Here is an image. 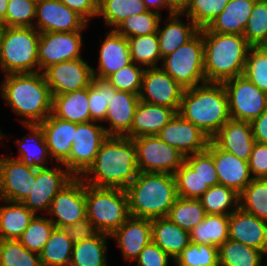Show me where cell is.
<instances>
[{"label": "cell", "instance_id": "obj_1", "mask_svg": "<svg viewBox=\"0 0 267 266\" xmlns=\"http://www.w3.org/2000/svg\"><path fill=\"white\" fill-rule=\"evenodd\" d=\"M136 146L128 137L108 136L94 163L81 176L85 184L125 190L138 175Z\"/></svg>", "mask_w": 267, "mask_h": 266}, {"label": "cell", "instance_id": "obj_2", "mask_svg": "<svg viewBox=\"0 0 267 266\" xmlns=\"http://www.w3.org/2000/svg\"><path fill=\"white\" fill-rule=\"evenodd\" d=\"M0 96L24 124H39L52 113L53 96L42 72L4 75Z\"/></svg>", "mask_w": 267, "mask_h": 266}, {"label": "cell", "instance_id": "obj_3", "mask_svg": "<svg viewBox=\"0 0 267 266\" xmlns=\"http://www.w3.org/2000/svg\"><path fill=\"white\" fill-rule=\"evenodd\" d=\"M204 43V74L207 83H223L243 75L250 45L243 35L200 29Z\"/></svg>", "mask_w": 267, "mask_h": 266}, {"label": "cell", "instance_id": "obj_4", "mask_svg": "<svg viewBox=\"0 0 267 266\" xmlns=\"http://www.w3.org/2000/svg\"><path fill=\"white\" fill-rule=\"evenodd\" d=\"M178 113L210 139L231 119L222 83H204L184 89Z\"/></svg>", "mask_w": 267, "mask_h": 266}, {"label": "cell", "instance_id": "obj_5", "mask_svg": "<svg viewBox=\"0 0 267 266\" xmlns=\"http://www.w3.org/2000/svg\"><path fill=\"white\" fill-rule=\"evenodd\" d=\"M131 217L155 219L167 217L177 199L174 174L138 172L125 189Z\"/></svg>", "mask_w": 267, "mask_h": 266}, {"label": "cell", "instance_id": "obj_6", "mask_svg": "<svg viewBox=\"0 0 267 266\" xmlns=\"http://www.w3.org/2000/svg\"><path fill=\"white\" fill-rule=\"evenodd\" d=\"M40 32L34 27L0 29V70L4 75L39 72Z\"/></svg>", "mask_w": 267, "mask_h": 266}, {"label": "cell", "instance_id": "obj_7", "mask_svg": "<svg viewBox=\"0 0 267 266\" xmlns=\"http://www.w3.org/2000/svg\"><path fill=\"white\" fill-rule=\"evenodd\" d=\"M87 218L100 232L112 235L129 217L126 191L85 184Z\"/></svg>", "mask_w": 267, "mask_h": 266}, {"label": "cell", "instance_id": "obj_8", "mask_svg": "<svg viewBox=\"0 0 267 266\" xmlns=\"http://www.w3.org/2000/svg\"><path fill=\"white\" fill-rule=\"evenodd\" d=\"M161 63L160 67L184 89L206 83L202 32L162 58Z\"/></svg>", "mask_w": 267, "mask_h": 266}, {"label": "cell", "instance_id": "obj_9", "mask_svg": "<svg viewBox=\"0 0 267 266\" xmlns=\"http://www.w3.org/2000/svg\"><path fill=\"white\" fill-rule=\"evenodd\" d=\"M222 84L227 93L231 119L251 123L267 109V93L244 75Z\"/></svg>", "mask_w": 267, "mask_h": 266}, {"label": "cell", "instance_id": "obj_10", "mask_svg": "<svg viewBox=\"0 0 267 266\" xmlns=\"http://www.w3.org/2000/svg\"><path fill=\"white\" fill-rule=\"evenodd\" d=\"M133 141L139 172L174 174L185 161V156L178 149L156 135L137 137Z\"/></svg>", "mask_w": 267, "mask_h": 266}, {"label": "cell", "instance_id": "obj_11", "mask_svg": "<svg viewBox=\"0 0 267 266\" xmlns=\"http://www.w3.org/2000/svg\"><path fill=\"white\" fill-rule=\"evenodd\" d=\"M90 121L77 124L69 157L62 163L75 177H81L94 163L108 135L104 126Z\"/></svg>", "mask_w": 267, "mask_h": 266}, {"label": "cell", "instance_id": "obj_12", "mask_svg": "<svg viewBox=\"0 0 267 266\" xmlns=\"http://www.w3.org/2000/svg\"><path fill=\"white\" fill-rule=\"evenodd\" d=\"M56 228H64L87 218L85 182L74 177L53 198L47 214Z\"/></svg>", "mask_w": 267, "mask_h": 266}, {"label": "cell", "instance_id": "obj_13", "mask_svg": "<svg viewBox=\"0 0 267 266\" xmlns=\"http://www.w3.org/2000/svg\"><path fill=\"white\" fill-rule=\"evenodd\" d=\"M62 163L47 168L36 169V180H33L32 193L21 203L35 215L38 212L47 214L56 194L75 176Z\"/></svg>", "mask_w": 267, "mask_h": 266}, {"label": "cell", "instance_id": "obj_14", "mask_svg": "<svg viewBox=\"0 0 267 266\" xmlns=\"http://www.w3.org/2000/svg\"><path fill=\"white\" fill-rule=\"evenodd\" d=\"M82 31L40 33L38 43L39 72L62 61L83 58Z\"/></svg>", "mask_w": 267, "mask_h": 266}, {"label": "cell", "instance_id": "obj_15", "mask_svg": "<svg viewBox=\"0 0 267 266\" xmlns=\"http://www.w3.org/2000/svg\"><path fill=\"white\" fill-rule=\"evenodd\" d=\"M183 92L184 88L159 66L145 68L138 96L140 101L163 105L178 113Z\"/></svg>", "mask_w": 267, "mask_h": 266}, {"label": "cell", "instance_id": "obj_16", "mask_svg": "<svg viewBox=\"0 0 267 266\" xmlns=\"http://www.w3.org/2000/svg\"><path fill=\"white\" fill-rule=\"evenodd\" d=\"M87 60L77 58L62 61L46 68L42 73L52 95L81 90L91 84L92 68Z\"/></svg>", "mask_w": 267, "mask_h": 266}, {"label": "cell", "instance_id": "obj_17", "mask_svg": "<svg viewBox=\"0 0 267 266\" xmlns=\"http://www.w3.org/2000/svg\"><path fill=\"white\" fill-rule=\"evenodd\" d=\"M34 28L40 33L84 31L88 22L59 0L36 3Z\"/></svg>", "mask_w": 267, "mask_h": 266}, {"label": "cell", "instance_id": "obj_18", "mask_svg": "<svg viewBox=\"0 0 267 266\" xmlns=\"http://www.w3.org/2000/svg\"><path fill=\"white\" fill-rule=\"evenodd\" d=\"M36 169L16 158L0 157V200L22 202L32 193Z\"/></svg>", "mask_w": 267, "mask_h": 266}, {"label": "cell", "instance_id": "obj_19", "mask_svg": "<svg viewBox=\"0 0 267 266\" xmlns=\"http://www.w3.org/2000/svg\"><path fill=\"white\" fill-rule=\"evenodd\" d=\"M162 141L178 149L184 156L207 149L210 138L179 113L156 135Z\"/></svg>", "mask_w": 267, "mask_h": 266}, {"label": "cell", "instance_id": "obj_20", "mask_svg": "<svg viewBox=\"0 0 267 266\" xmlns=\"http://www.w3.org/2000/svg\"><path fill=\"white\" fill-rule=\"evenodd\" d=\"M206 150L213 156L220 185L232 188L240 194L253 180L248 161L220 149L211 139Z\"/></svg>", "mask_w": 267, "mask_h": 266}, {"label": "cell", "instance_id": "obj_21", "mask_svg": "<svg viewBox=\"0 0 267 266\" xmlns=\"http://www.w3.org/2000/svg\"><path fill=\"white\" fill-rule=\"evenodd\" d=\"M139 101L138 94L118 91L111 84V100L103 122L108 123V127L104 126L108 136L125 137L130 132Z\"/></svg>", "mask_w": 267, "mask_h": 266}, {"label": "cell", "instance_id": "obj_22", "mask_svg": "<svg viewBox=\"0 0 267 266\" xmlns=\"http://www.w3.org/2000/svg\"><path fill=\"white\" fill-rule=\"evenodd\" d=\"M110 237L115 240L123 260L135 261L152 241L151 220L130 216Z\"/></svg>", "mask_w": 267, "mask_h": 266}, {"label": "cell", "instance_id": "obj_23", "mask_svg": "<svg viewBox=\"0 0 267 266\" xmlns=\"http://www.w3.org/2000/svg\"><path fill=\"white\" fill-rule=\"evenodd\" d=\"M229 239L262 251L267 256V221L238 208L229 216Z\"/></svg>", "mask_w": 267, "mask_h": 266}, {"label": "cell", "instance_id": "obj_24", "mask_svg": "<svg viewBox=\"0 0 267 266\" xmlns=\"http://www.w3.org/2000/svg\"><path fill=\"white\" fill-rule=\"evenodd\" d=\"M131 62L127 38L110 29L100 43L98 67L92 68V73L97 78L106 79Z\"/></svg>", "mask_w": 267, "mask_h": 266}, {"label": "cell", "instance_id": "obj_25", "mask_svg": "<svg viewBox=\"0 0 267 266\" xmlns=\"http://www.w3.org/2000/svg\"><path fill=\"white\" fill-rule=\"evenodd\" d=\"M220 148L234 154L239 159L249 161L256 143L249 122L228 120L211 138Z\"/></svg>", "mask_w": 267, "mask_h": 266}, {"label": "cell", "instance_id": "obj_26", "mask_svg": "<svg viewBox=\"0 0 267 266\" xmlns=\"http://www.w3.org/2000/svg\"><path fill=\"white\" fill-rule=\"evenodd\" d=\"M39 125L43 129L52 160L56 165L63 163L69 157L77 123L61 120L51 113Z\"/></svg>", "mask_w": 267, "mask_h": 266}, {"label": "cell", "instance_id": "obj_27", "mask_svg": "<svg viewBox=\"0 0 267 266\" xmlns=\"http://www.w3.org/2000/svg\"><path fill=\"white\" fill-rule=\"evenodd\" d=\"M177 112L163 105L139 101L130 132L125 136L131 139L157 135Z\"/></svg>", "mask_w": 267, "mask_h": 266}, {"label": "cell", "instance_id": "obj_28", "mask_svg": "<svg viewBox=\"0 0 267 266\" xmlns=\"http://www.w3.org/2000/svg\"><path fill=\"white\" fill-rule=\"evenodd\" d=\"M182 16L181 12L168 15L165 22L163 21L165 25L163 28L160 27L162 18L160 20L157 35L161 59L187 43L200 31L190 18L187 17L188 23H185L180 18Z\"/></svg>", "mask_w": 267, "mask_h": 266}, {"label": "cell", "instance_id": "obj_29", "mask_svg": "<svg viewBox=\"0 0 267 266\" xmlns=\"http://www.w3.org/2000/svg\"><path fill=\"white\" fill-rule=\"evenodd\" d=\"M29 129V135L15 140L14 144L18 146V156L14 158L19 159L25 165L35 169L49 167L51 159L43 129L39 124H24ZM47 165V166H46Z\"/></svg>", "mask_w": 267, "mask_h": 266}, {"label": "cell", "instance_id": "obj_30", "mask_svg": "<svg viewBox=\"0 0 267 266\" xmlns=\"http://www.w3.org/2000/svg\"><path fill=\"white\" fill-rule=\"evenodd\" d=\"M52 96V114L55 117L77 124L91 121L88 87Z\"/></svg>", "mask_w": 267, "mask_h": 266}, {"label": "cell", "instance_id": "obj_31", "mask_svg": "<svg viewBox=\"0 0 267 266\" xmlns=\"http://www.w3.org/2000/svg\"><path fill=\"white\" fill-rule=\"evenodd\" d=\"M151 227L152 241L173 259L191 242L190 232L181 229L168 217L152 219Z\"/></svg>", "mask_w": 267, "mask_h": 266}, {"label": "cell", "instance_id": "obj_32", "mask_svg": "<svg viewBox=\"0 0 267 266\" xmlns=\"http://www.w3.org/2000/svg\"><path fill=\"white\" fill-rule=\"evenodd\" d=\"M255 1L230 0L207 29L211 32L243 35Z\"/></svg>", "mask_w": 267, "mask_h": 266}, {"label": "cell", "instance_id": "obj_33", "mask_svg": "<svg viewBox=\"0 0 267 266\" xmlns=\"http://www.w3.org/2000/svg\"><path fill=\"white\" fill-rule=\"evenodd\" d=\"M1 201L5 205L0 206V240H18L35 214L21 202Z\"/></svg>", "mask_w": 267, "mask_h": 266}, {"label": "cell", "instance_id": "obj_34", "mask_svg": "<svg viewBox=\"0 0 267 266\" xmlns=\"http://www.w3.org/2000/svg\"><path fill=\"white\" fill-rule=\"evenodd\" d=\"M108 238L110 235L99 232L93 238L73 243L69 266H108Z\"/></svg>", "mask_w": 267, "mask_h": 266}, {"label": "cell", "instance_id": "obj_35", "mask_svg": "<svg viewBox=\"0 0 267 266\" xmlns=\"http://www.w3.org/2000/svg\"><path fill=\"white\" fill-rule=\"evenodd\" d=\"M229 215L206 214L190 231V241L220 247L229 239Z\"/></svg>", "mask_w": 267, "mask_h": 266}, {"label": "cell", "instance_id": "obj_36", "mask_svg": "<svg viewBox=\"0 0 267 266\" xmlns=\"http://www.w3.org/2000/svg\"><path fill=\"white\" fill-rule=\"evenodd\" d=\"M73 241L63 228H54L48 241L39 253L41 266H69Z\"/></svg>", "mask_w": 267, "mask_h": 266}, {"label": "cell", "instance_id": "obj_37", "mask_svg": "<svg viewBox=\"0 0 267 266\" xmlns=\"http://www.w3.org/2000/svg\"><path fill=\"white\" fill-rule=\"evenodd\" d=\"M264 253L231 239L218 248L219 266H263Z\"/></svg>", "mask_w": 267, "mask_h": 266}, {"label": "cell", "instance_id": "obj_38", "mask_svg": "<svg viewBox=\"0 0 267 266\" xmlns=\"http://www.w3.org/2000/svg\"><path fill=\"white\" fill-rule=\"evenodd\" d=\"M147 10L143 0H98L97 16H102L105 25L114 30L127 17Z\"/></svg>", "mask_w": 267, "mask_h": 266}, {"label": "cell", "instance_id": "obj_39", "mask_svg": "<svg viewBox=\"0 0 267 266\" xmlns=\"http://www.w3.org/2000/svg\"><path fill=\"white\" fill-rule=\"evenodd\" d=\"M199 200L206 214L230 216L239 208V194L220 184L210 187Z\"/></svg>", "mask_w": 267, "mask_h": 266}, {"label": "cell", "instance_id": "obj_40", "mask_svg": "<svg viewBox=\"0 0 267 266\" xmlns=\"http://www.w3.org/2000/svg\"><path fill=\"white\" fill-rule=\"evenodd\" d=\"M131 61L144 68L159 67L161 59L158 35L135 36L127 38Z\"/></svg>", "mask_w": 267, "mask_h": 266}, {"label": "cell", "instance_id": "obj_41", "mask_svg": "<svg viewBox=\"0 0 267 266\" xmlns=\"http://www.w3.org/2000/svg\"><path fill=\"white\" fill-rule=\"evenodd\" d=\"M239 208L267 221V178H253L239 194Z\"/></svg>", "mask_w": 267, "mask_h": 266}, {"label": "cell", "instance_id": "obj_42", "mask_svg": "<svg viewBox=\"0 0 267 266\" xmlns=\"http://www.w3.org/2000/svg\"><path fill=\"white\" fill-rule=\"evenodd\" d=\"M206 213L199 199L177 197L167 217L181 229L190 232L204 220Z\"/></svg>", "mask_w": 267, "mask_h": 266}, {"label": "cell", "instance_id": "obj_43", "mask_svg": "<svg viewBox=\"0 0 267 266\" xmlns=\"http://www.w3.org/2000/svg\"><path fill=\"white\" fill-rule=\"evenodd\" d=\"M161 16L155 11L147 10L127 17L114 30L125 38L157 33Z\"/></svg>", "mask_w": 267, "mask_h": 266}, {"label": "cell", "instance_id": "obj_44", "mask_svg": "<svg viewBox=\"0 0 267 266\" xmlns=\"http://www.w3.org/2000/svg\"><path fill=\"white\" fill-rule=\"evenodd\" d=\"M230 0H189L181 12L190 18L199 29L207 28L224 10Z\"/></svg>", "mask_w": 267, "mask_h": 266}, {"label": "cell", "instance_id": "obj_45", "mask_svg": "<svg viewBox=\"0 0 267 266\" xmlns=\"http://www.w3.org/2000/svg\"><path fill=\"white\" fill-rule=\"evenodd\" d=\"M243 36L251 47L267 44V0H256Z\"/></svg>", "mask_w": 267, "mask_h": 266}, {"label": "cell", "instance_id": "obj_46", "mask_svg": "<svg viewBox=\"0 0 267 266\" xmlns=\"http://www.w3.org/2000/svg\"><path fill=\"white\" fill-rule=\"evenodd\" d=\"M88 99L91 121L103 123L111 100V83L93 76L88 86Z\"/></svg>", "mask_w": 267, "mask_h": 266}, {"label": "cell", "instance_id": "obj_47", "mask_svg": "<svg viewBox=\"0 0 267 266\" xmlns=\"http://www.w3.org/2000/svg\"><path fill=\"white\" fill-rule=\"evenodd\" d=\"M54 228L48 216L35 215L18 240L26 249L39 254Z\"/></svg>", "mask_w": 267, "mask_h": 266}, {"label": "cell", "instance_id": "obj_48", "mask_svg": "<svg viewBox=\"0 0 267 266\" xmlns=\"http://www.w3.org/2000/svg\"><path fill=\"white\" fill-rule=\"evenodd\" d=\"M0 266H41L38 253L26 249L19 240H0Z\"/></svg>", "mask_w": 267, "mask_h": 266}, {"label": "cell", "instance_id": "obj_49", "mask_svg": "<svg viewBox=\"0 0 267 266\" xmlns=\"http://www.w3.org/2000/svg\"><path fill=\"white\" fill-rule=\"evenodd\" d=\"M174 176L179 197L199 199L210 188L204 186L202 178L186 161L175 171Z\"/></svg>", "mask_w": 267, "mask_h": 266}, {"label": "cell", "instance_id": "obj_50", "mask_svg": "<svg viewBox=\"0 0 267 266\" xmlns=\"http://www.w3.org/2000/svg\"><path fill=\"white\" fill-rule=\"evenodd\" d=\"M243 75L267 93V50L263 47H250Z\"/></svg>", "mask_w": 267, "mask_h": 266}, {"label": "cell", "instance_id": "obj_51", "mask_svg": "<svg viewBox=\"0 0 267 266\" xmlns=\"http://www.w3.org/2000/svg\"><path fill=\"white\" fill-rule=\"evenodd\" d=\"M175 260L184 266H219L218 247L190 242Z\"/></svg>", "mask_w": 267, "mask_h": 266}, {"label": "cell", "instance_id": "obj_52", "mask_svg": "<svg viewBox=\"0 0 267 266\" xmlns=\"http://www.w3.org/2000/svg\"><path fill=\"white\" fill-rule=\"evenodd\" d=\"M144 70L145 68L143 66L131 62L106 79L118 91H127L139 95Z\"/></svg>", "mask_w": 267, "mask_h": 266}, {"label": "cell", "instance_id": "obj_53", "mask_svg": "<svg viewBox=\"0 0 267 266\" xmlns=\"http://www.w3.org/2000/svg\"><path fill=\"white\" fill-rule=\"evenodd\" d=\"M36 3L32 0H9L5 27H34Z\"/></svg>", "mask_w": 267, "mask_h": 266}, {"label": "cell", "instance_id": "obj_54", "mask_svg": "<svg viewBox=\"0 0 267 266\" xmlns=\"http://www.w3.org/2000/svg\"><path fill=\"white\" fill-rule=\"evenodd\" d=\"M185 161L202 178L204 186H215L219 184L213 156L207 151L185 156Z\"/></svg>", "mask_w": 267, "mask_h": 266}, {"label": "cell", "instance_id": "obj_55", "mask_svg": "<svg viewBox=\"0 0 267 266\" xmlns=\"http://www.w3.org/2000/svg\"><path fill=\"white\" fill-rule=\"evenodd\" d=\"M172 260L173 258L151 241L139 253L136 266H169V262Z\"/></svg>", "mask_w": 267, "mask_h": 266}, {"label": "cell", "instance_id": "obj_56", "mask_svg": "<svg viewBox=\"0 0 267 266\" xmlns=\"http://www.w3.org/2000/svg\"><path fill=\"white\" fill-rule=\"evenodd\" d=\"M248 163L253 178H267V144L256 142Z\"/></svg>", "mask_w": 267, "mask_h": 266}, {"label": "cell", "instance_id": "obj_57", "mask_svg": "<svg viewBox=\"0 0 267 266\" xmlns=\"http://www.w3.org/2000/svg\"><path fill=\"white\" fill-rule=\"evenodd\" d=\"M63 229L66 232L67 236L73 241V243L82 240H88L99 233V231L89 221L88 218L80 220L74 224L67 225Z\"/></svg>", "mask_w": 267, "mask_h": 266}, {"label": "cell", "instance_id": "obj_58", "mask_svg": "<svg viewBox=\"0 0 267 266\" xmlns=\"http://www.w3.org/2000/svg\"><path fill=\"white\" fill-rule=\"evenodd\" d=\"M70 9L76 11L89 24L92 17L98 13V0H59Z\"/></svg>", "mask_w": 267, "mask_h": 266}, {"label": "cell", "instance_id": "obj_59", "mask_svg": "<svg viewBox=\"0 0 267 266\" xmlns=\"http://www.w3.org/2000/svg\"><path fill=\"white\" fill-rule=\"evenodd\" d=\"M254 140L267 144V109L251 123Z\"/></svg>", "mask_w": 267, "mask_h": 266}, {"label": "cell", "instance_id": "obj_60", "mask_svg": "<svg viewBox=\"0 0 267 266\" xmlns=\"http://www.w3.org/2000/svg\"><path fill=\"white\" fill-rule=\"evenodd\" d=\"M143 2L145 3V6L148 10L155 11L160 15H162L161 9L163 8H167V11H169L168 15L176 13V11L170 6L167 0H143Z\"/></svg>", "mask_w": 267, "mask_h": 266}, {"label": "cell", "instance_id": "obj_61", "mask_svg": "<svg viewBox=\"0 0 267 266\" xmlns=\"http://www.w3.org/2000/svg\"><path fill=\"white\" fill-rule=\"evenodd\" d=\"M167 1L176 12H182L189 2V0H167Z\"/></svg>", "mask_w": 267, "mask_h": 266}, {"label": "cell", "instance_id": "obj_62", "mask_svg": "<svg viewBox=\"0 0 267 266\" xmlns=\"http://www.w3.org/2000/svg\"><path fill=\"white\" fill-rule=\"evenodd\" d=\"M9 0H0V26L5 27V17Z\"/></svg>", "mask_w": 267, "mask_h": 266}, {"label": "cell", "instance_id": "obj_63", "mask_svg": "<svg viewBox=\"0 0 267 266\" xmlns=\"http://www.w3.org/2000/svg\"><path fill=\"white\" fill-rule=\"evenodd\" d=\"M2 138H6V134H3L0 128V144H1V141H3Z\"/></svg>", "mask_w": 267, "mask_h": 266}, {"label": "cell", "instance_id": "obj_64", "mask_svg": "<svg viewBox=\"0 0 267 266\" xmlns=\"http://www.w3.org/2000/svg\"><path fill=\"white\" fill-rule=\"evenodd\" d=\"M172 261H173V264L176 266H184V265L180 264L179 262H177L175 259H173Z\"/></svg>", "mask_w": 267, "mask_h": 266}, {"label": "cell", "instance_id": "obj_65", "mask_svg": "<svg viewBox=\"0 0 267 266\" xmlns=\"http://www.w3.org/2000/svg\"><path fill=\"white\" fill-rule=\"evenodd\" d=\"M32 1H34L35 3H38V2H41L43 0H32Z\"/></svg>", "mask_w": 267, "mask_h": 266}]
</instances>
